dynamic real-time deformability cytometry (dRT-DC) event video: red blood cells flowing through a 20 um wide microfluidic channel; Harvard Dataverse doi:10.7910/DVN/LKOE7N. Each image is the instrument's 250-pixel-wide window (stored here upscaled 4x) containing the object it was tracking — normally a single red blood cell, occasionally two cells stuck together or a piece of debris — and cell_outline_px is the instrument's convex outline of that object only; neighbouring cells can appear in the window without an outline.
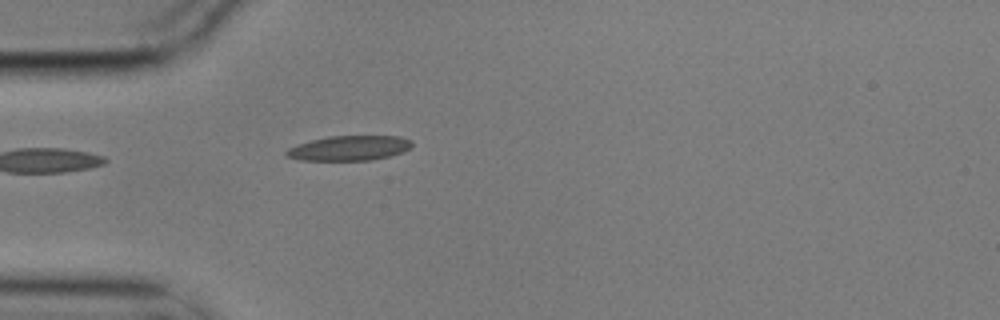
{"species": "common noctule bat (a hibernating species)", "species_latin": "Nyctalus noctula", "temperature_condition": "cold", "stored_images_in_passage": 4, "camera_frame_rate_fps": 3000, "um_per_image_px": 0.085, "animal": {"sex": "male", "body_mass_g": 17.9}, "frame": {"image": 1, "passage_image": 4, "time_ms": 1.0, "image_size_px": [1000, 320], "cell_outline_px": [[412, 144], [404, 152], [372, 160], [300, 160], [284, 156], [284, 152], [288, 148], [312, 140], [328, 136], [400, 136], [412, 140]], "centroid_in_image_um": [29.68, 12.59], "position_along_channel_um": 55.3, "area_um2": 18.15}}